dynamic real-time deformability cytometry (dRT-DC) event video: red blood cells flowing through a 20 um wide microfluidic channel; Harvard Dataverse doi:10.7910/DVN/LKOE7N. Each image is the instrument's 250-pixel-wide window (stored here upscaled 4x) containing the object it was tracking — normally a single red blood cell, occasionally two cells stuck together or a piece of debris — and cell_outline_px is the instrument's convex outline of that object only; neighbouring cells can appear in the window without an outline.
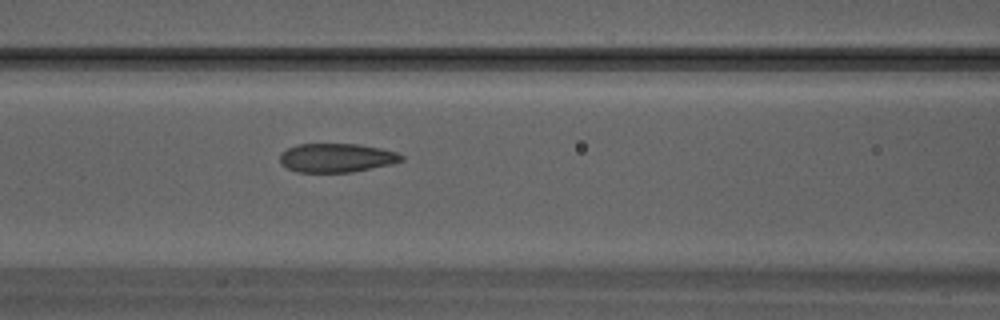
{"species": "Egyptian fruit bat (a non-hibernating species)", "species_latin": "Rousettus aegyptiacus", "temperature_condition": "warm", "stored_images_in_passage": 7, "camera_frame_rate_fps": 3000, "um_per_image_px": 0.085, "animal": {"sex": "male"}, "frame": {"image": 1, "passage_image": 5, "time_ms": 1.333, "image_size_px": [1000, 320], "cell_outline_px": [[404, 160], [392, 164], [352, 172], [296, 172], [280, 164], [280, 152], [296, 144], [360, 144], [380, 148], [396, 152], [404, 156]], "centroid_in_image_um": [28.6, 13.41], "position_along_channel_um": 138.0, "area_um2": 20.58}}